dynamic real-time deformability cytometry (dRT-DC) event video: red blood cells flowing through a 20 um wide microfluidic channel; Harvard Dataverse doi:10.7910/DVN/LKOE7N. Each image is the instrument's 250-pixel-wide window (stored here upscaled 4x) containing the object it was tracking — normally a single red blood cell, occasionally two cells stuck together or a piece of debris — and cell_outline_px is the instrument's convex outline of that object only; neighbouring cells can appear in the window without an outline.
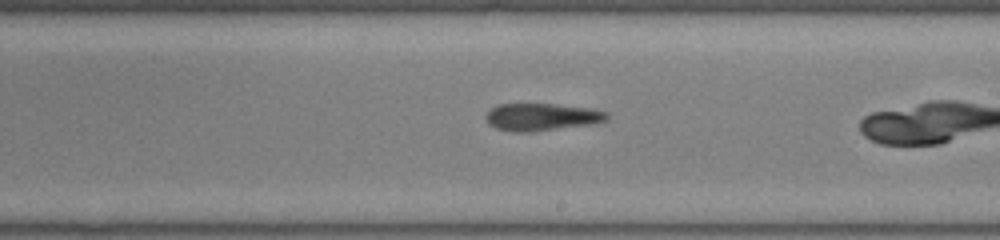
{"species": "common noctule bat (a hibernating species)", "species_latin": "Nyctalus noctula", "temperature_condition": "room temperature", "stored_images_in_passage": 18, "camera_frame_rate_fps": 3000, "um_per_image_px": 0.085, "animal": {"sex": "female", "body_mass_g": 22.0, "forearm_length_mm": 56.7}, "frame": {"image": 1, "passage_image": 14, "time_ms": 4.333, "image_size_px": [1000, 240], "cell_outline_px": [[608, 120], [596, 124], [528, 132], [516, 132], [496, 128], [488, 124], [484, 116], [496, 104], [556, 104], [592, 108], [608, 112]], "centroid_in_image_um": [46.08, 9.94], "position_along_channel_um": 242.9, "area_um2": 19.54}}
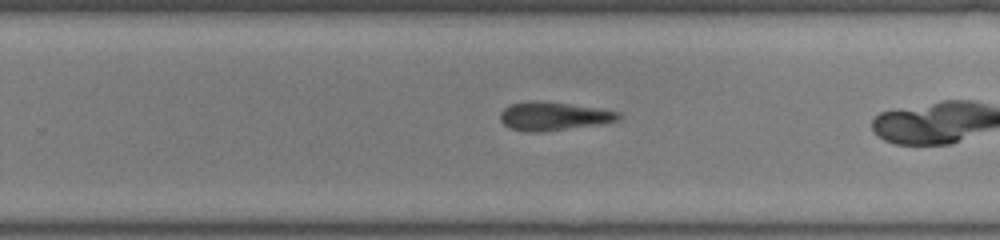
{"frame": {"image": 2, "passage_image": 17, "time_ms": 5.333, "image_size_px": [1000, 240], "cell_outline_px": [[620, 120], [596, 124], [540, 132], [528, 132], [512, 128], [504, 124], [500, 120], [500, 112], [504, 108], [512, 104], [536, 100], [568, 104], [620, 112]], "centroid_in_image_um": [47.01, 9.87], "position_along_channel_um": 282.8, "area_um2": 19.07}}